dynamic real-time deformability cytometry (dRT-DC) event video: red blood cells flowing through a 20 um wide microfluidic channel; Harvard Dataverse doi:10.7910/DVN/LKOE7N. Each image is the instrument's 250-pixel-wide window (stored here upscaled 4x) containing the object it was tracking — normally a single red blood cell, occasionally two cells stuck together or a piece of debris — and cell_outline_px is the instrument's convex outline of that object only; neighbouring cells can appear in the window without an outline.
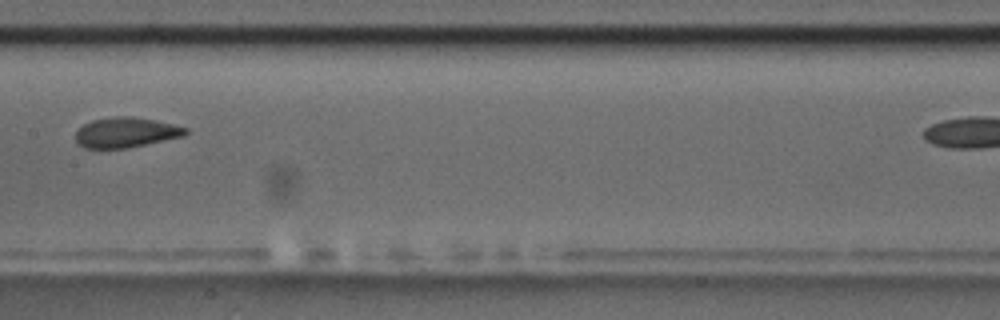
{"species": "common noctule bat (a hibernating species)", "species_latin": "Nyctalus noctula", "temperature_condition": "room temperature", "stored_images_in_passage": 9, "camera_frame_rate_fps": 3000, "um_per_image_px": 0.085, "animal": {"sex": "male", "body_mass_g": 17.5, "forearm_length_mm": 52.3}, "frame": {"image": 1, "passage_image": 8, "time_ms": 8.0, "image_size_px": [1000, 320], "cell_outline_px": [[188, 132], [184, 136], [128, 148], [84, 148], [76, 140], [76, 132], [84, 124], [92, 120], [112, 116], [132, 116], [156, 120], [188, 128]], "centroid_in_image_um": [10.72, 11.25], "position_along_channel_um": 196.7, "area_um2": 19.31}}